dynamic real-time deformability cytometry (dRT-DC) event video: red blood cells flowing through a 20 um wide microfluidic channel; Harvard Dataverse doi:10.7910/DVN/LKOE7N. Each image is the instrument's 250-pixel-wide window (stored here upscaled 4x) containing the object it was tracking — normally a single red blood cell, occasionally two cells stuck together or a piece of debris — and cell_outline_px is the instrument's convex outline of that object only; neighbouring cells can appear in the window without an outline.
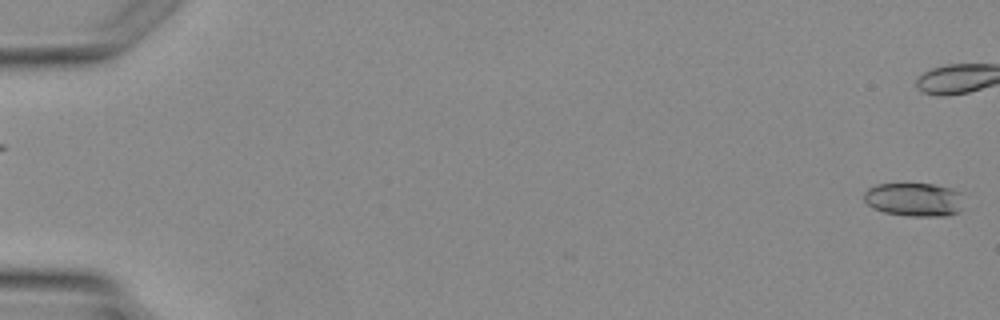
{"species": "Egyptian fruit bat (a non-hibernating species)", "species_latin": "Rousettus aegyptiacus", "temperature_condition": "warm", "stored_images_in_passage": 8, "camera_frame_rate_fps": 3000, "um_per_image_px": 0.085, "animal": {"sex": "female"}, "frame": {"image": 1, "passage_image": 1, "time_ms": 0.0, "image_size_px": [1000, 320], "cell_outline_px": [[964, 208], [960, 212], [948, 216], [908, 216], [884, 212], [872, 208], [864, 200], [864, 192], [868, 188], [876, 184], [932, 184], [952, 188], [960, 192]], "centroid_in_image_um": [77.74, 16.97], "position_along_channel_um": 7.3, "area_um2": 19.83}}